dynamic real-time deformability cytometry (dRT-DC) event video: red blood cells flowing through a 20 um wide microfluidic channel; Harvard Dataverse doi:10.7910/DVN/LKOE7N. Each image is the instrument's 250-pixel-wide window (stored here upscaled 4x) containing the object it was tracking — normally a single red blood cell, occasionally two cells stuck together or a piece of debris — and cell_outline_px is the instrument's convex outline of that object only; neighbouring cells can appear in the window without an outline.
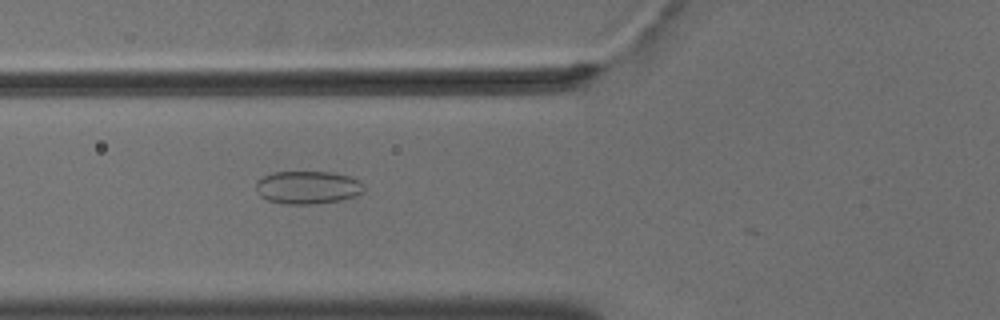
{"species": "common noctule bat (a hibernating species)", "species_latin": "Nyctalus noctula", "temperature_condition": "cold", "stored_images_in_passage": 36, "camera_frame_rate_fps": 3000, "um_per_image_px": 0.085, "animal": {"sex": "male", "body_mass_g": 18.8}, "frame": {"image": 1, "passage_image": 22, "time_ms": 7.0, "image_size_px": [1000, 320], "cell_outline_px": [[364, 192], [356, 196], [344, 200], [312, 204], [284, 204], [268, 200], [260, 196], [256, 188], [256, 180], [272, 172], [336, 172], [360, 180], [364, 188]], "centroid_in_image_um": [26.18, 15.93], "position_along_channel_um": 99.6, "area_um2": 20.98}}
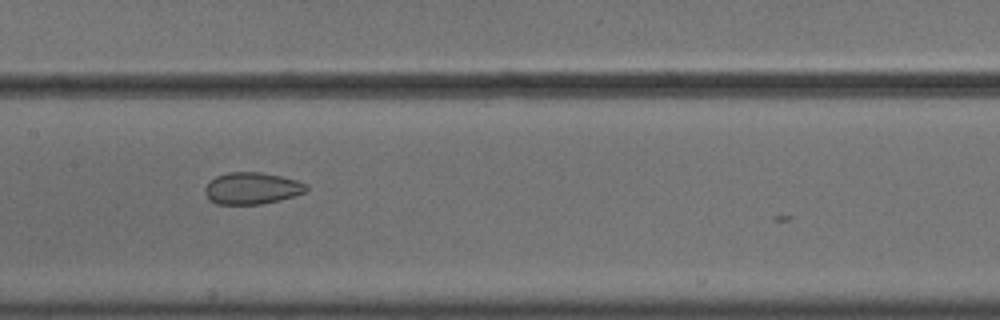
{"frame": {"image": 2, "passage_image": 29, "time_ms": 9.333, "image_size_px": [1000, 320], "cell_outline_px": [[308, 188], [304, 192], [280, 200], [260, 204], [216, 204], [208, 200], [204, 192], [204, 188], [216, 176], [228, 172], [260, 172], [280, 176], [296, 180], [308, 184]], "centroid_in_image_um": [21.39, 16.01], "position_along_channel_um": 186.0, "area_um2": 18.73}}
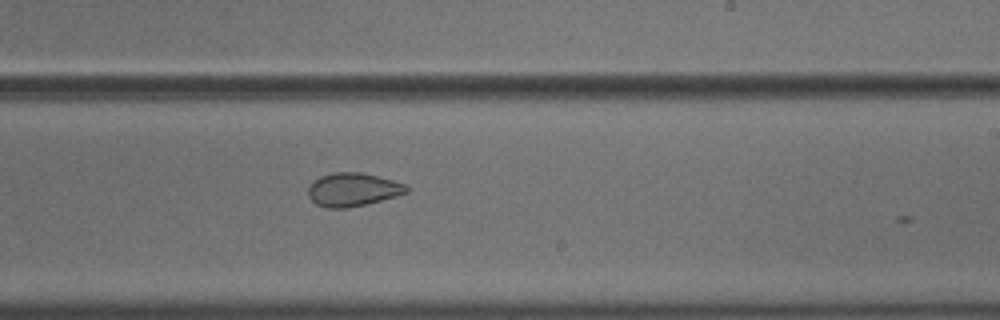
{"frame": {"image": 3, "passage_image": 35, "time_ms": 11.333, "image_size_px": [1000, 320], "cell_outline_px": [[408, 192], [396, 196], [348, 208], [328, 208], [316, 204], [308, 196], [308, 188], [320, 176], [332, 172], [360, 172], [392, 180], [404, 184], [408, 188]], "centroid_in_image_um": [29.97, 16.11], "position_along_channel_um": 259.0, "area_um2": 18.84}}